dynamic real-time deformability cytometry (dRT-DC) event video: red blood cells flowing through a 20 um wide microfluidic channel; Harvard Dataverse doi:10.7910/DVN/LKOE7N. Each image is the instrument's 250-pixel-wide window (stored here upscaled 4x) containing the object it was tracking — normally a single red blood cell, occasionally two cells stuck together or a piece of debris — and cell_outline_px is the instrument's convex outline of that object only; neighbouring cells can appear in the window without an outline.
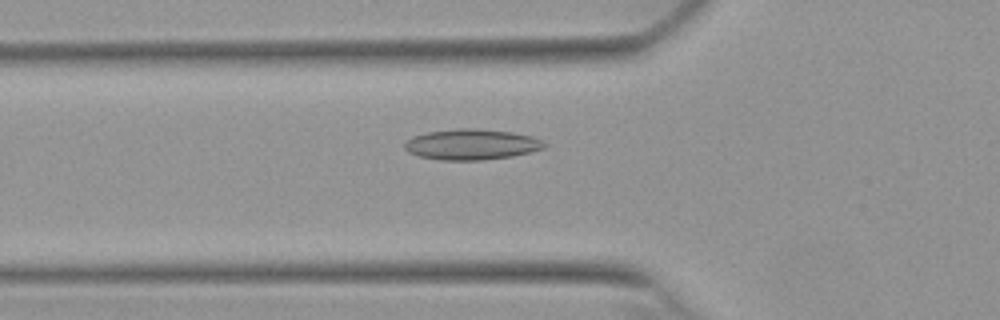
{"species": "Egyptian fruit bat (a non-hibernating species)", "species_latin": "Rousettus aegyptiacus", "temperature_condition": "warm", "stored_images_in_passage": 47, "camera_frame_rate_fps": 3000, "um_per_image_px": 0.085, "animal": {"sex": "female"}, "frame": {"image": 1, "passage_image": 12, "time_ms": 3.667, "image_size_px": [1000, 320], "cell_outline_px": [[548, 144], [544, 148], [512, 156], [480, 160], [444, 160], [420, 156], [408, 152], [404, 148], [404, 144], [412, 136], [428, 132], [460, 128], [476, 128], [512, 132], [532, 136], [544, 140]], "centroid_in_image_um": [40.11, 12.27], "position_along_channel_um": 85.7, "area_um2": 24.91}}
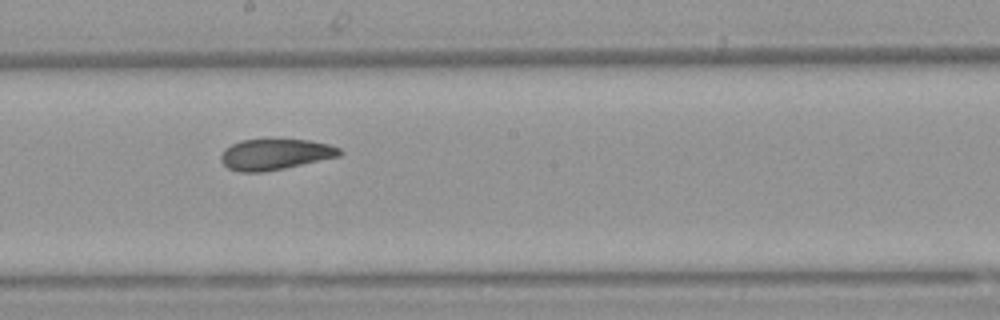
{"frame": {"image": 2, "passage_image": 23, "time_ms": 7.333, "image_size_px": [1000, 320], "cell_outline_px": [[344, 152], [340, 156], [284, 168], [264, 172], [240, 172], [228, 168], [220, 160], [220, 156], [224, 148], [240, 140], [308, 140], [328, 144], [340, 148]], "centroid_in_image_um": [23.37, 13.12], "position_along_channel_um": 224.8, "area_um2": 21.27}}
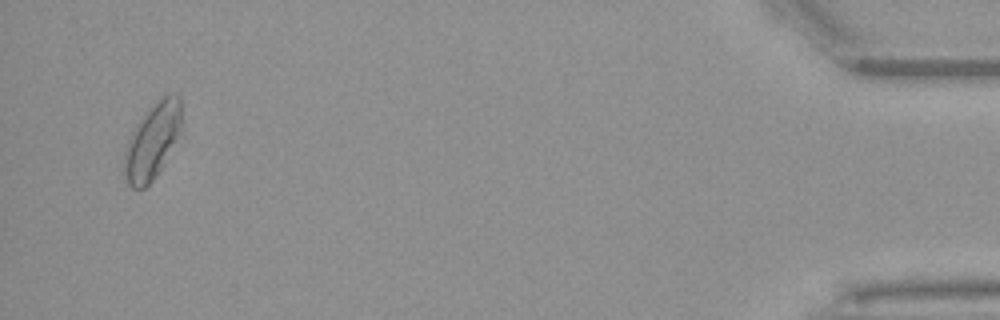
{"frame": {"image": 3, "passage_image": 45, "time_ms": 14.667, "image_size_px": [1000, 320], "cell_outline_px": [[184, 132], [164, 164], [152, 180], [144, 188], [132, 188], [128, 184], [124, 172], [124, 148], [136, 124], [168, 92], [176, 92], [180, 96]], "centroid_in_image_um": [13.03, 11.98], "position_along_channel_um": 422.2, "area_um2": 25.66}, "authors_computed_cell_mechanics": {"area_um2": 22.7732, "velocity_mm_per_s": 3.8076, "shape_relaxation_time_tau1_ms": null, "shape_relaxation_time_tau2_ms": 2.7218, "deformation_change_tau1": null, "deformation_change_tau2": 0.0932}}